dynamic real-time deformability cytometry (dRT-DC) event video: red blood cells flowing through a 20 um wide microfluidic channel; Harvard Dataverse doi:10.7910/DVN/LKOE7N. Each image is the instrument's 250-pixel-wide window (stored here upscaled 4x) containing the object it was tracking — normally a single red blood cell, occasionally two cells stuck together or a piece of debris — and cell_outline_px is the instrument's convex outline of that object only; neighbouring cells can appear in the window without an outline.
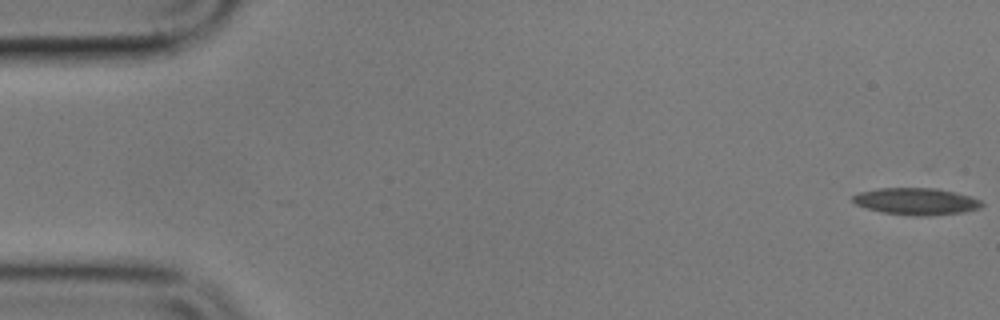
{"species": "common noctule bat (a hibernating species)", "species_latin": "Nyctalus noctula", "temperature_condition": "cold", "stored_images_in_passage": 4, "camera_frame_rate_fps": 3000, "um_per_image_px": 0.085, "animal": {"sex": "male", "body_mass_g": 17.9}, "frame": {"image": 1, "passage_image": 1, "time_ms": 0.0, "image_size_px": [1000, 320], "cell_outline_px": [[984, 204], [980, 208], [964, 212], [924, 216], [916, 216], [884, 212], [868, 208], [856, 204], [852, 200], [852, 196], [860, 192], [876, 188], [936, 188], [956, 192], [972, 196], [980, 200]], "centroid_in_image_um": [77.91, 17.1], "position_along_channel_um": 7.1, "area_um2": 20.17}}
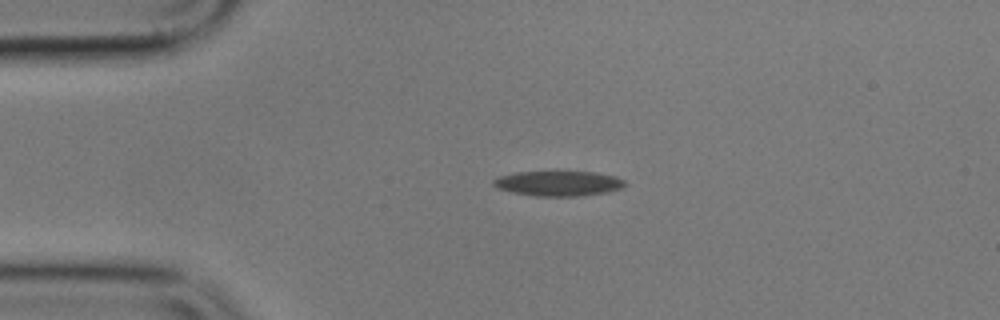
{"frame": {"image": 2, "passage_image": 4, "time_ms": 4.0, "image_size_px": [1000, 320], "cell_outline_px": [[628, 184], [624, 188], [608, 192], [580, 196], [536, 196], [512, 192], [496, 188], [492, 184], [492, 180], [500, 176], [516, 172], [596, 172], [616, 176], [624, 180]], "centroid_in_image_um": [47.51, 15.59], "position_along_channel_um": 37.5, "area_um2": 19.36}}